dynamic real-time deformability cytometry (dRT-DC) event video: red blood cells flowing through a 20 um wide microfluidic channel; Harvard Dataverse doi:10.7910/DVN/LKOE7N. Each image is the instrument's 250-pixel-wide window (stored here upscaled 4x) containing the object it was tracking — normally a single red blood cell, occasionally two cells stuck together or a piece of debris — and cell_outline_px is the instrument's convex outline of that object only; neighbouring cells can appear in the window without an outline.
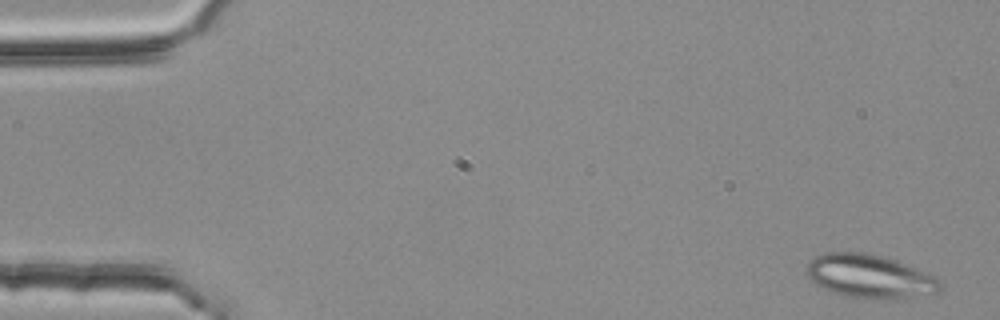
{"species": "common noctule bat (a hibernating species)", "species_latin": "Nyctalus noctula", "temperature_condition": "room temperature", "stored_images_in_passage": 17, "camera_frame_rate_fps": 3000, "um_per_image_px": 0.085, "animal": {"sex": "female", "body_mass_g": 25.1}, "frame": {"image": 1, "passage_image": 2, "time_ms": 0.333, "image_size_px": [1000, 320], "cell_outline_px": [[944, 284], [936, 292], [904, 300], [872, 300], [844, 296], [832, 292], [816, 284], [804, 272], [804, 268], [816, 256], [824, 252], [864, 252], [884, 256], [896, 260], [936, 276]], "centroid_in_image_um": [73.96, 23.51], "position_along_channel_um": 11.0, "area_um2": 34.68}}